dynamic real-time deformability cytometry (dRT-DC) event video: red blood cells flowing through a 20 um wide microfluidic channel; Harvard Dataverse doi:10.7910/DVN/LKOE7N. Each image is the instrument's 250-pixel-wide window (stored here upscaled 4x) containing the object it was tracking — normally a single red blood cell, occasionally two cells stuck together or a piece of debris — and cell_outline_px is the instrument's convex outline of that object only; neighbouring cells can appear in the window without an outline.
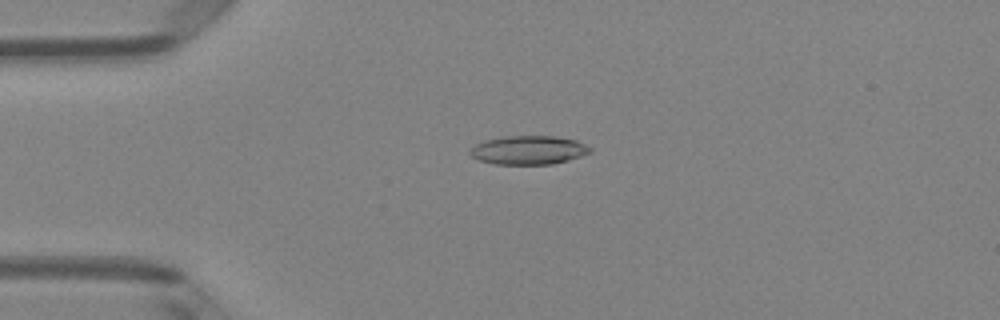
{"species": "Egyptian fruit bat (a non-hibernating species)", "species_latin": "Rousettus aegyptiacus", "temperature_condition": "room temperature", "stored_images_in_passage": 45, "camera_frame_rate_fps": 3000, "um_per_image_px": 0.085, "animal": {"sex": "female"}, "frame": {"image": 1, "passage_image": 7, "time_ms": 2.0, "image_size_px": [1000, 320], "cell_outline_px": [[592, 152], [568, 160], [552, 164], [496, 164], [476, 160], [468, 152], [476, 144], [484, 140], [504, 136], [556, 136], [576, 140], [592, 148]], "centroid_in_image_um": [44.92, 12.75], "position_along_channel_um": 40.1, "area_um2": 20.17}}
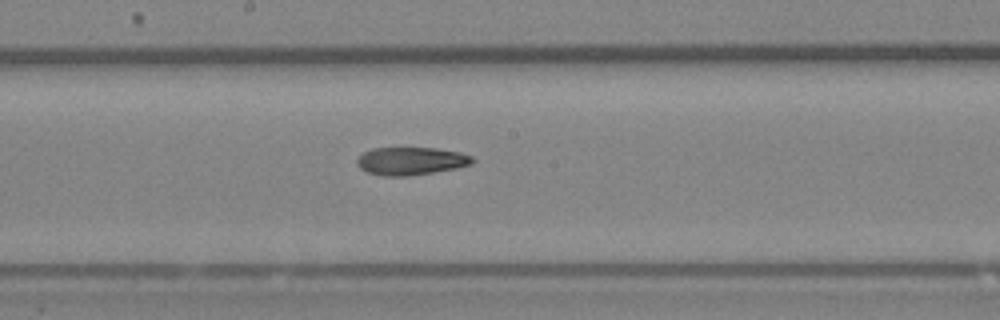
{"frame": {"image": 2, "passage_image": 22, "time_ms": 7.0, "image_size_px": [1000, 320], "cell_outline_px": [[476, 160], [472, 164], [456, 168], [408, 176], [380, 176], [368, 172], [360, 168], [356, 164], [356, 160], [364, 152], [372, 148], [436, 148], [460, 152], [472, 156]], "centroid_in_image_um": [34.93, 13.68], "position_along_channel_um": 213.3, "area_um2": 18.79}}
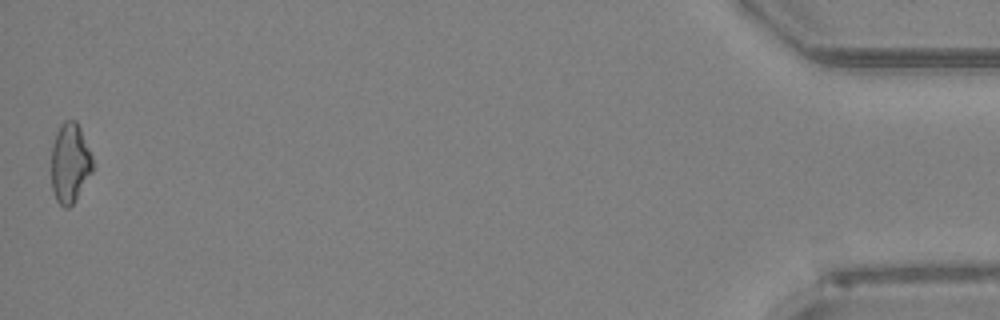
{"frame": {"image": 3, "passage_image": 45, "time_ms": 14.667, "image_size_px": [1000, 320], "cell_outline_px": [[92, 172], [72, 204], [68, 208], [64, 208], [56, 200], [52, 188], [52, 144], [56, 132], [60, 124], [64, 120], [76, 120], [80, 128], [92, 156]], "centroid_in_image_um": [5.93, 13.83], "position_along_channel_um": 429.3, "area_um2": 19.02}, "authors_computed_cell_mechanics": {"area_um2": 19.3052, "velocity_mm_per_s": 4.0368, "shape_relaxation_time_tau1_ms": null, "shape_relaxation_time_tau2_ms": 10.2209, "deformation_change_tau1": null, "deformation_change_tau2": 0.2356}}